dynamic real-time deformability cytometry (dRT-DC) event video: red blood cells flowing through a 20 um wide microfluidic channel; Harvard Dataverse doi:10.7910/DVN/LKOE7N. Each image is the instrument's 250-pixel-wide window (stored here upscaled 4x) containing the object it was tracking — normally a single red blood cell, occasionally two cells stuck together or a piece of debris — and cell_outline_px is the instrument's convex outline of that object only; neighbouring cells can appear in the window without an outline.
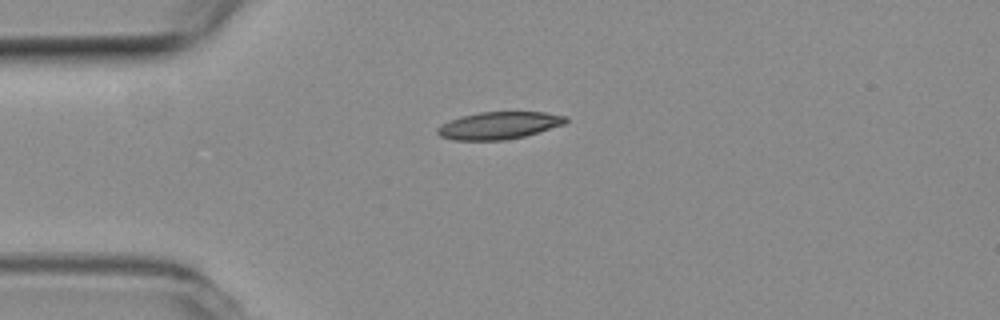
{"species": "common noctule bat (a hibernating species)", "species_latin": "Nyctalus noctula", "temperature_condition": "room temperature", "stored_images_in_passage": 3, "camera_frame_rate_fps": 3000, "um_per_image_px": 0.085, "animal": {"sex": "female", "body_mass_g": 19.3, "forearm_length_mm": 54.1}, "frame": {"image": 1, "passage_image": 3, "time_ms": 0.667, "image_size_px": [1000, 320], "cell_outline_px": [[568, 120], [564, 124], [524, 136], [504, 140], [452, 140], [440, 136], [436, 132], [436, 128], [460, 116], [480, 112], [544, 112], [568, 116]], "centroid_in_image_um": [42.41, 10.66], "position_along_channel_um": 42.6, "area_um2": 20.29}}